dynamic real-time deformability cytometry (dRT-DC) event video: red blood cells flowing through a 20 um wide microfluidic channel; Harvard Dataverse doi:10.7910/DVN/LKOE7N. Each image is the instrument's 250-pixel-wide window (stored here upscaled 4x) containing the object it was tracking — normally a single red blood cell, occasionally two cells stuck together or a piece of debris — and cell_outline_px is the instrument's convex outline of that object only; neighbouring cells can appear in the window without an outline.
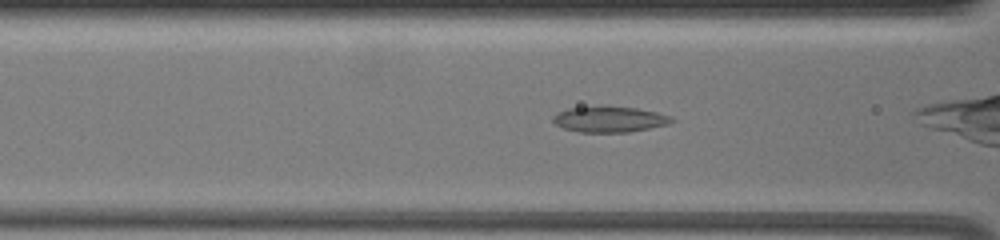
{"species": "common noctule bat (a hibernating species)", "species_latin": "Nyctalus noctula", "temperature_condition": "warm", "stored_images_in_passage": 51, "camera_frame_rate_fps": 3000, "um_per_image_px": 0.085, "animal": {"sex": "female", "body_mass_g": 19.5, "forearm_length_mm": 54.1}, "frame": {"image": 1, "passage_image": 24, "time_ms": 7.667, "image_size_px": [1000, 240], "cell_outline_px": [[676, 120], [668, 124], [628, 132], [580, 132], [564, 128], [556, 124], [552, 120], [552, 116], [556, 112], [568, 108], [600, 104], [608, 104], [636, 108], [656, 112], [672, 116]], "centroid_in_image_um": [51.78, 10.1], "position_along_channel_um": 114.8, "area_um2": 18.38}}
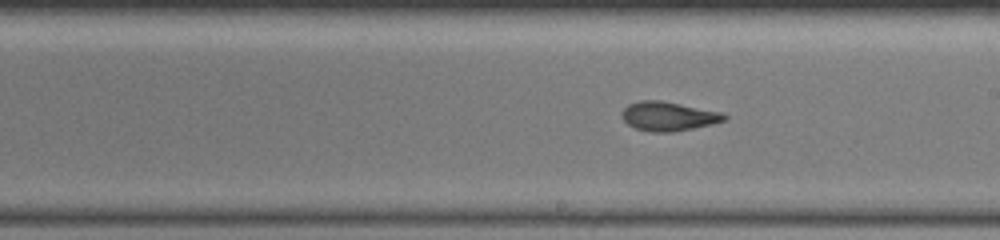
{"frame": {"image": 2, "passage_image": 34, "time_ms": 11.0, "image_size_px": [1000, 240], "cell_outline_px": [[728, 120], [712, 124], [672, 132], [652, 132], [636, 128], [628, 124], [620, 116], [620, 112], [628, 104], [640, 100], [660, 100], [720, 112], [728, 116]], "centroid_in_image_um": [56.79, 9.88], "position_along_channel_um": 232.2, "area_um2": 17.34}}
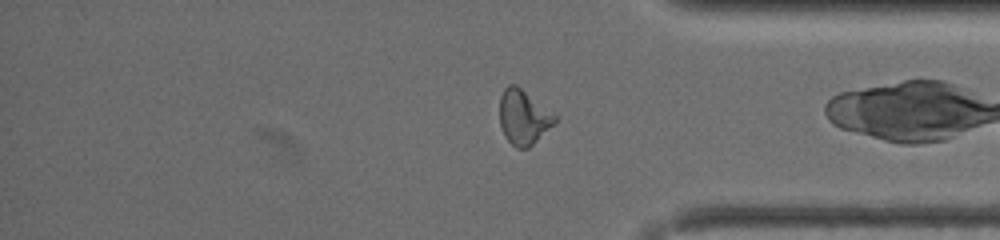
{"frame": {"image": 3, "passage_image": 48, "time_ms": 15.667, "image_size_px": [1000, 240], "cell_outline_px": [[556, 120], [528, 148], [516, 148], [504, 136], [500, 124], [500, 96], [504, 88], [508, 84], [516, 84], [556, 116]], "centroid_in_image_um": [44.44, 9.94], "position_along_channel_um": 390.8, "area_um2": 17.11}}